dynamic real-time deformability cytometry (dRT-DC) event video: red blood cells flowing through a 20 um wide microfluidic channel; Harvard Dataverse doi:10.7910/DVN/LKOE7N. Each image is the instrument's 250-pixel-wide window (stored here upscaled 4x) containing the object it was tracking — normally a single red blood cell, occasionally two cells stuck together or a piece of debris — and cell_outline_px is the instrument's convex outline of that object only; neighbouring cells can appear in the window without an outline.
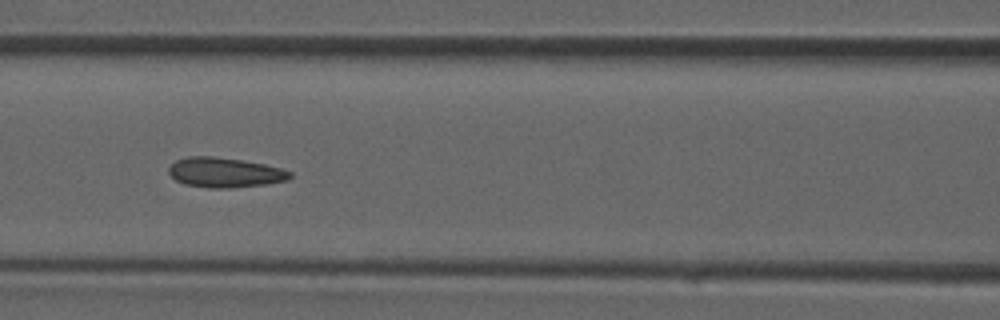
{"species": "common noctule bat (a hibernating species)", "species_latin": "Nyctalus noctula", "temperature_condition": "room temperature", "stored_images_in_passage": 40, "camera_frame_rate_fps": 3000, "um_per_image_px": 0.085, "animal": {"sex": "male", "forearm_length_mm": 52.5}, "frame": {"image": 1, "passage_image": 18, "time_ms": 5.667, "image_size_px": [1000, 320], "cell_outline_px": [[292, 176], [288, 180], [264, 184], [228, 188], [208, 188], [184, 184], [176, 180], [168, 172], [168, 168], [176, 160], [188, 156], [212, 156], [240, 160], [264, 164], [280, 168], [292, 172]], "centroid_in_image_um": [19.09, 14.66], "position_along_channel_um": 147.5, "area_um2": 20.98}}
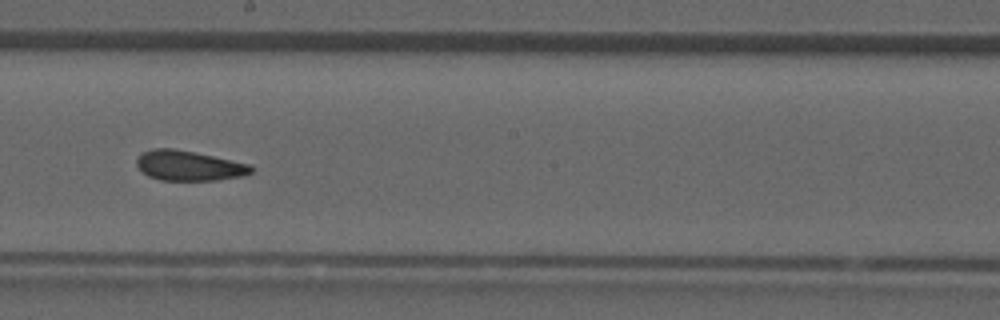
{"frame": {"image": 2, "passage_image": 23, "time_ms": 7.333, "image_size_px": [1000, 320], "cell_outline_px": [[252, 172], [244, 176], [216, 180], [160, 180], [148, 176], [136, 164], [136, 160], [144, 152], [152, 148], [172, 148], [196, 152], [252, 164]], "centroid_in_image_um": [16.1, 14.08], "position_along_channel_um": 232.1, "area_um2": 20.06}}